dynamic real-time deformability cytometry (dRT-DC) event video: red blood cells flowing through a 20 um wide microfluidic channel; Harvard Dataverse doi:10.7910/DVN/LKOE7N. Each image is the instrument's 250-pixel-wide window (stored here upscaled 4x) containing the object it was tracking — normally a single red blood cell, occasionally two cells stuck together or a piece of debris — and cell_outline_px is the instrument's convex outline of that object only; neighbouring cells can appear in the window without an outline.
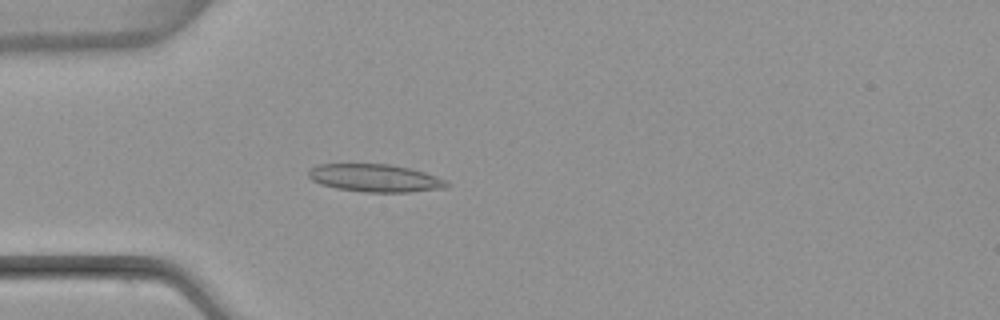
{"species": "common noctule bat (a hibernating species)", "species_latin": "Nyctalus noctula", "temperature_condition": "warm", "stored_images_in_passage": 44, "camera_frame_rate_fps": 3000, "um_per_image_px": 0.085, "animal": {"sex": "female", "body_mass_g": 22.7, "forearm_length_mm": 54.2}, "frame": {"image": 1, "passage_image": 7, "time_ms": 2.0, "image_size_px": [1000, 320], "cell_outline_px": [[452, 184], [448, 188], [408, 192], [364, 192], [336, 188], [320, 184], [312, 180], [308, 176], [308, 168], [316, 164], [388, 164], [412, 168], [436, 176]], "centroid_in_image_um": [31.88, 15.13], "position_along_channel_um": 53.1, "area_um2": 22.6}}
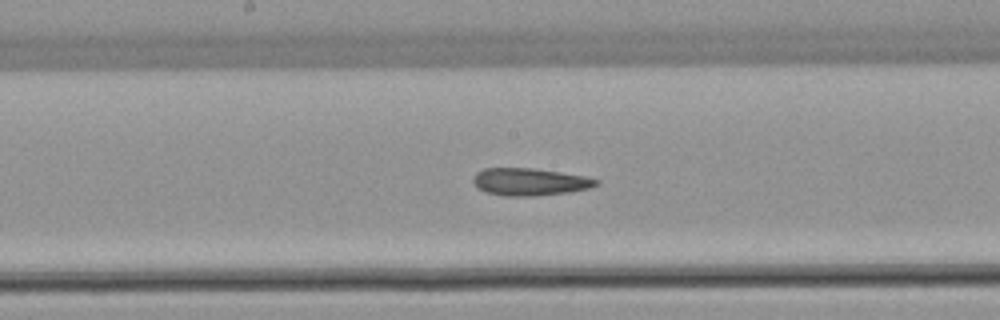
{"frame": {"image": 2, "passage_image": 19, "time_ms": 6.0, "image_size_px": [1000, 320], "cell_outline_px": [[600, 184], [588, 188], [568, 192], [536, 196], [504, 196], [484, 192], [476, 188], [472, 180], [476, 172], [484, 168], [532, 168], [560, 172], [584, 176], [600, 180]], "centroid_in_image_um": [44.99, 15.46], "position_along_channel_um": 203.2, "area_um2": 19.77}}
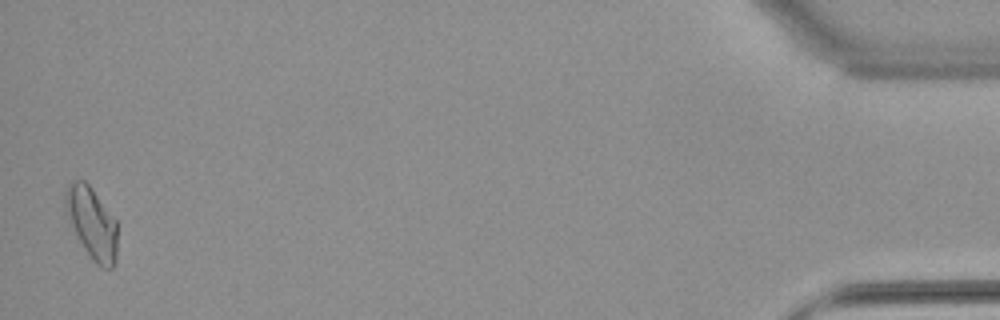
{"frame": {"image": 3, "passage_image": 43, "time_ms": 14.0, "image_size_px": [1000, 320], "cell_outline_px": [[116, 264], [112, 268], [100, 268], [92, 260], [76, 236], [64, 208], [64, 192], [68, 184], [72, 180], [84, 180], [92, 188], [116, 220]], "centroid_in_image_um": [7.79, 18.95], "position_along_channel_um": 427.4, "area_um2": 21.79}, "authors_computed_cell_mechanics": {"area_um2": 20.1433, "velocity_mm_per_s": 3.9495, "shape_relaxation_time_tau1_ms": null, "shape_relaxation_time_tau2_ms": 4.0545, "deformation_change_tau1": null, "deformation_change_tau2": 0.1289}}